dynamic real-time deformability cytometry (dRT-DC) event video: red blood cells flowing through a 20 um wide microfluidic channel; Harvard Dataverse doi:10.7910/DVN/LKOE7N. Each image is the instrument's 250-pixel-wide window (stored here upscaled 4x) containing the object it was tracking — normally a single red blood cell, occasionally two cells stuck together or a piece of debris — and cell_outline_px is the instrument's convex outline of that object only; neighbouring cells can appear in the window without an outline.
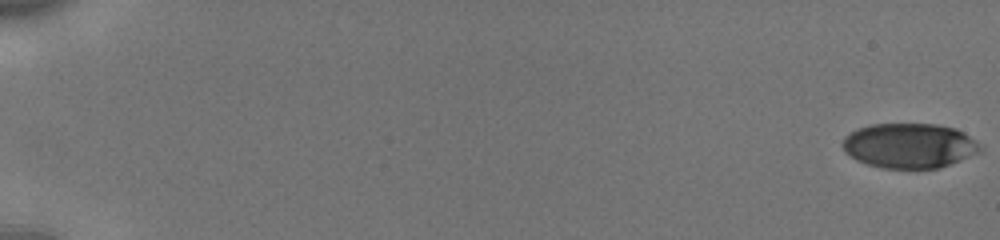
{"species": "human", "species_latin": "Homo sapiens", "temperature_condition": "cold", "stored_images_in_passage": 56, "camera_frame_rate_fps": 3000, "um_per_image_px": 0.085, "donor": {"sex": "male"}, "frame": {"image": 1, "passage_image": 1, "time_ms": 0.0, "image_size_px": [1000, 240], "cell_outline_px": [[984, 148], [980, 152], [940, 168], [884, 168], [868, 164], [856, 160], [844, 152], [840, 144], [844, 136], [856, 128], [872, 124], [936, 124], [956, 128], [964, 132], [976, 140]], "centroid_in_image_um": [77.28, 12.37], "position_along_channel_um": 7.7, "area_um2": 36.36}}
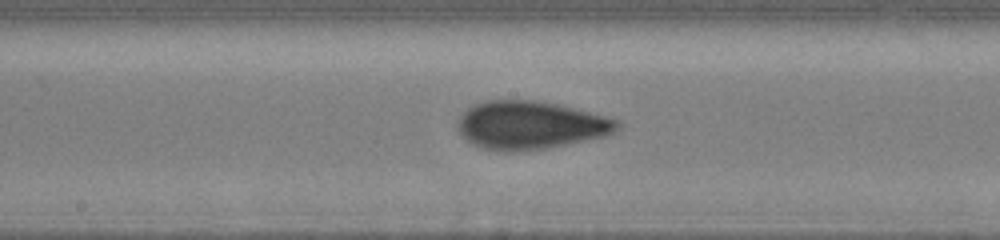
{"frame": {"image": 2, "passage_image": 32, "time_ms": 10.333, "image_size_px": [1000, 240], "cell_outline_px": [[620, 128], [604, 136], [544, 148], [504, 152], [484, 148], [472, 144], [460, 132], [460, 116], [468, 108], [484, 100], [532, 100], [556, 104], [620, 120]], "centroid_in_image_um": [45.08, 10.63], "position_along_channel_um": 203.1, "area_um2": 43.81}}
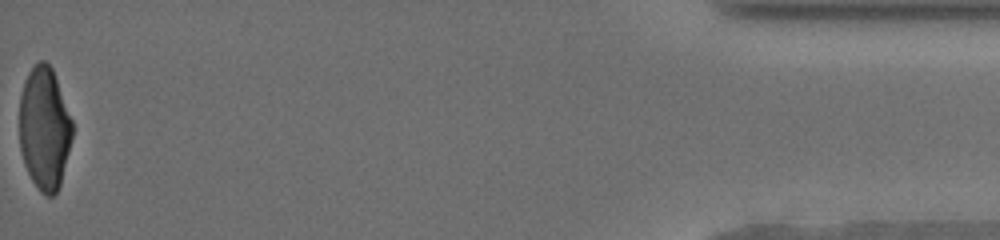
{"frame": {"image": 3, "passage_image": 56, "time_ms": 18.333, "image_size_px": [1000, 240], "cell_outline_px": [[72, 136], [60, 184], [56, 192], [52, 196], [44, 196], [40, 192], [32, 180], [24, 164], [20, 148], [20, 96], [24, 80], [28, 72], [40, 60], [44, 60], [52, 68], [72, 120]], "centroid_in_image_um": [3.76, 10.91], "position_along_channel_um": 431.4, "area_um2": 37.57}, "authors_computed_cell_mechanics": {"area_um2": 40.5178, "velocity_mm_per_s": 3.8654, "shape_relaxation_time_tau1_ms": 4.8966, "shape_relaxation_time_tau2_ms": 1.0522, "deformation_change_tau1": 0.1816, "deformation_change_tau2": 0.0708}}